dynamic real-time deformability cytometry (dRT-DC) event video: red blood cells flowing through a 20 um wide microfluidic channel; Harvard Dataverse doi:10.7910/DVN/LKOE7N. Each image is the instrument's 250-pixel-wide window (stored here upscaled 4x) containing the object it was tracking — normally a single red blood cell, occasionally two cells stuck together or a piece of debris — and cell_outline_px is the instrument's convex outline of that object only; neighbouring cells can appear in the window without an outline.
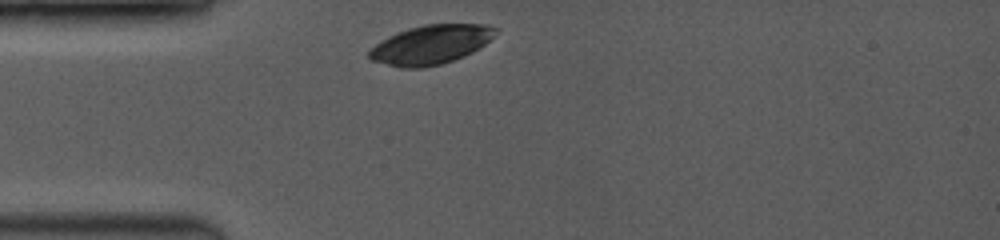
{"species": "common noctule bat (a hibernating species)", "species_latin": "Nyctalus noctula", "temperature_condition": "room temperature", "stored_images_in_passage": 6, "camera_frame_rate_fps": 3500, "um_per_image_px": 0.085, "animal": {"sex": "female", "body_mass_g": 19.0, "forearm_length_mm": 53.3}, "frame": {"image": 1, "passage_image": 1, "time_ms": 0.0, "image_size_px": [1000, 240], "cell_outline_px": [[500, 32], [484, 44], [472, 52], [464, 56], [440, 64], [420, 68], [404, 68], [368, 60], [368, 52], [376, 44], [388, 36], [408, 28], [424, 24], [484, 24], [500, 28]], "centroid_in_image_um": [36.64, 3.78], "position_along_channel_um": 48.4, "area_um2": 28.84}}
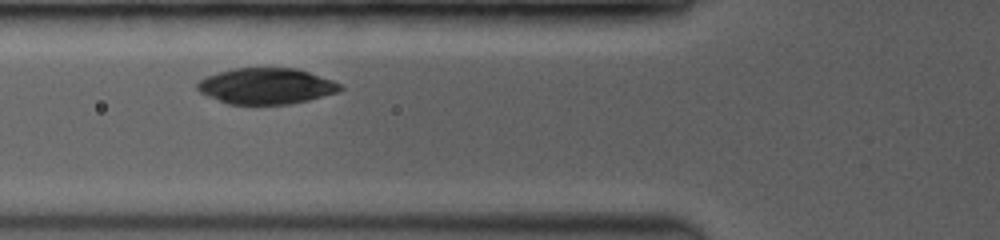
{"frame": {"image": 2, "passage_image": 3, "time_ms": 1.714, "image_size_px": [1000, 240], "cell_outline_px": [[344, 88], [336, 92], [308, 100], [288, 104], [228, 104], [208, 96], [200, 92], [196, 88], [196, 84], [200, 80], [208, 76], [232, 68], [296, 68], [332, 80], [340, 84]], "centroid_in_image_um": [22.61, 7.31], "position_along_channel_um": 103.2, "area_um2": 29.65}}
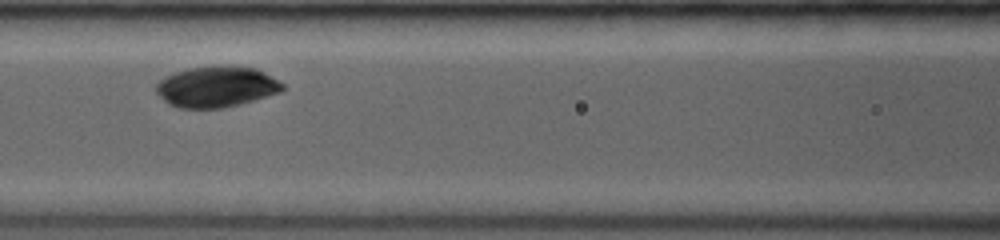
{"frame": {"image": 3, "passage_image": 5, "time_ms": 2.857, "image_size_px": [1000, 240], "cell_outline_px": [[284, 88], [280, 92], [240, 104], [220, 108], [180, 108], [168, 104], [156, 92], [156, 84], [164, 76], [188, 68], [216, 64], [228, 64], [256, 68], [264, 72], [284, 84]], "centroid_in_image_um": [18.39, 7.34], "position_along_channel_um": 148.2, "area_um2": 30.46}}